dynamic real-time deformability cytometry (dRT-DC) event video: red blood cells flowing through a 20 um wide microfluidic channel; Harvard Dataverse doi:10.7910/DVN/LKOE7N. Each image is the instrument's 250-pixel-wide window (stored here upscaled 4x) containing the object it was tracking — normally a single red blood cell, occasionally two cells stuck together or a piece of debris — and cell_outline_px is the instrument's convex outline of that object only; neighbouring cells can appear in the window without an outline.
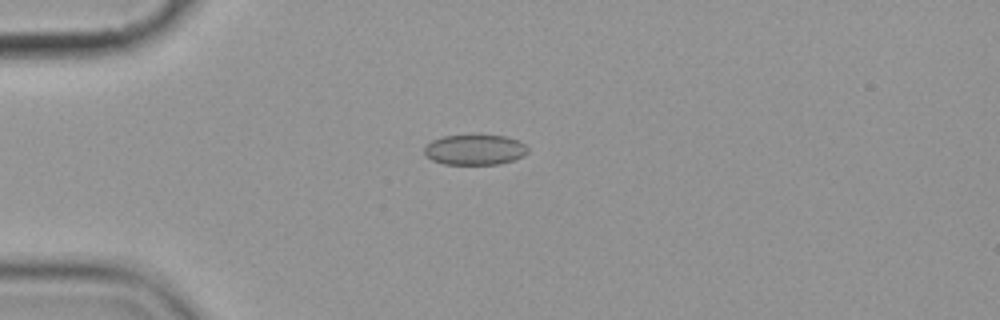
{"species": "common noctule bat (a hibernating species)", "species_latin": "Nyctalus noctula", "temperature_condition": "cold", "stored_images_in_passage": 10, "camera_frame_rate_fps": 3000, "um_per_image_px": 0.085, "animal": {"sex": "female", "body_mass_g": 19.9}, "frame": {"image": 1, "passage_image": 5, "time_ms": 4.667, "image_size_px": [1000, 320], "cell_outline_px": [[528, 152], [524, 156], [500, 164], [444, 164], [432, 160], [424, 152], [424, 148], [432, 140], [444, 136], [504, 136], [516, 140], [524, 144], [528, 148]], "centroid_in_image_um": [40.37, 12.74], "position_along_channel_um": 44.6, "area_um2": 17.98}}
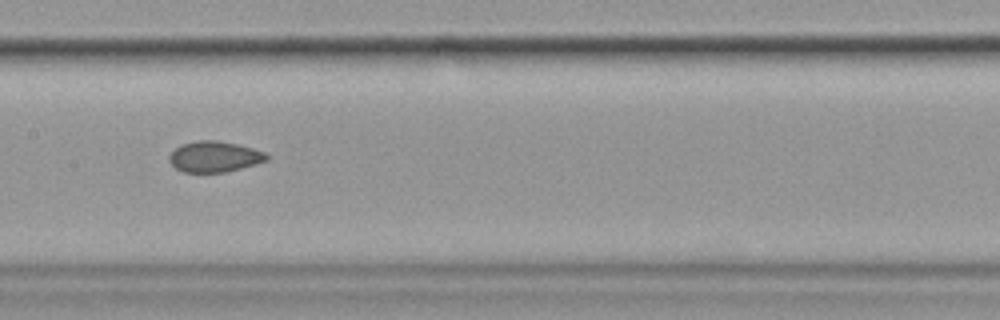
{"frame": {"image": 2, "passage_image": 9, "time_ms": 9.333, "image_size_px": [1000, 320], "cell_outline_px": [[268, 160], [256, 164], [224, 172], [184, 172], [176, 168], [168, 160], [168, 156], [180, 144], [196, 140], [216, 140], [236, 144], [252, 148], [264, 152], [268, 156]], "centroid_in_image_um": [18.2, 13.31], "position_along_channel_um": 189.2, "area_um2": 17.4}}
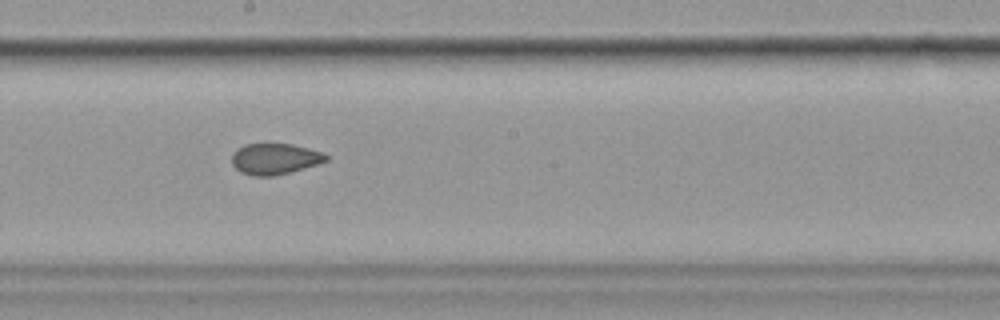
{"frame": {"image": 3, "passage_image": 10, "time_ms": 10.333, "image_size_px": [1000, 320], "cell_outline_px": [[328, 160], [316, 164], [288, 172], [272, 176], [252, 176], [240, 172], [232, 164], [232, 152], [236, 148], [244, 144], [292, 144], [308, 148], [320, 152], [328, 156]], "centroid_in_image_um": [23.29, 13.5], "position_along_channel_um": 224.9, "area_um2": 16.88}}